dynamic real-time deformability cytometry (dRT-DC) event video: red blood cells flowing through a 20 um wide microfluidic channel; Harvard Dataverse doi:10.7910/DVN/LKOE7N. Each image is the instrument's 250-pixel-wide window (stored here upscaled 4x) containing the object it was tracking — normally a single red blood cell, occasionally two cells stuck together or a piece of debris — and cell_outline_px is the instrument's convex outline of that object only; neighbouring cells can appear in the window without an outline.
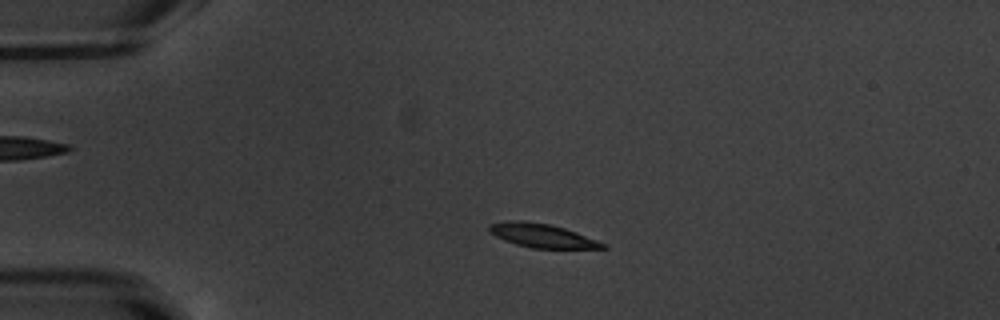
{"species": "common noctule bat (a hibernating species)", "species_latin": "Nyctalus noctula", "temperature_condition": "warm", "stored_images_in_passage": 51, "camera_frame_rate_fps": 3000, "um_per_image_px": 0.085, "animal": {"sex": "male", "body_mass_g": 20.1, "forearm_length_mm": 53.5}, "frame": {"image": 1, "passage_image": 10, "time_ms": 3.0, "image_size_px": [1000, 320], "cell_outline_px": [[608, 248], [532, 248], [516, 244], [504, 240], [488, 232], [488, 224], [508, 220], [524, 220], [548, 224], [564, 228], [576, 232], [596, 240], [604, 244]], "centroid_in_image_um": [45.99, 20.01], "position_along_channel_um": 39.0, "area_um2": 15.61}}
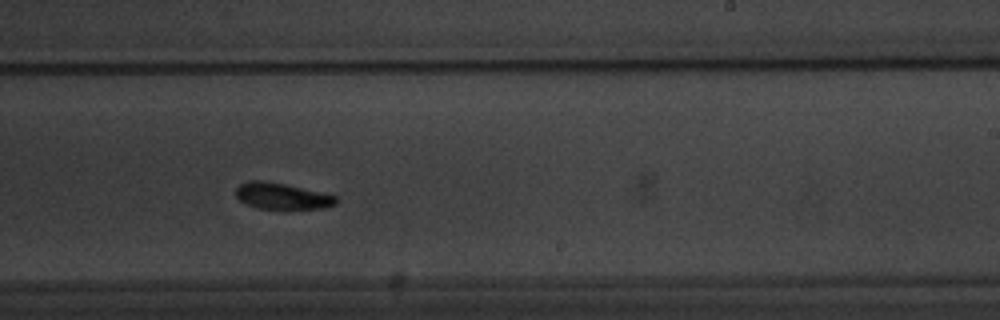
{"frame": {"image": 2, "passage_image": 31, "time_ms": 10.0, "image_size_px": [1000, 320], "cell_outline_px": [[340, 200], [336, 204], [324, 208], [260, 208], [248, 204], [240, 200], [236, 196], [236, 188], [240, 184], [248, 180], [264, 180], [284, 184], [336, 196]], "centroid_in_image_um": [23.96, 16.65], "position_along_channel_um": 265.0, "area_um2": 15.03}}
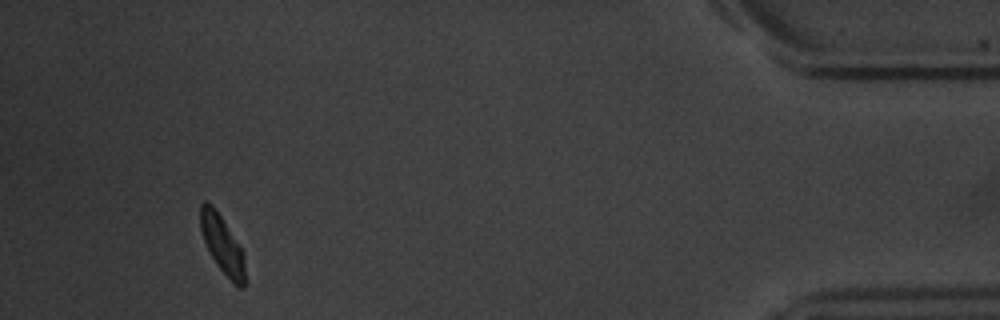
{"frame": {"image": 3, "passage_image": 48, "time_ms": 15.667, "image_size_px": [1000, 320], "cell_outline_px": [[244, 288], [240, 288], [216, 264], [204, 240], [200, 228], [200, 204], [204, 200], [212, 204], [244, 252]], "centroid_in_image_um": [18.88, 20.73], "position_along_channel_um": 416.3, "area_um2": 14.57}, "authors_computed_cell_mechanics": {"area_um2": 15.606, "velocity_mm_per_s": 3.776, "shape_relaxation_time_tau1_ms": 1.9194, "shape_relaxation_time_tau2_ms": 4.9989, "deformation_change_tau1": 0.141, "deformation_change_tau2": 0.0996}}